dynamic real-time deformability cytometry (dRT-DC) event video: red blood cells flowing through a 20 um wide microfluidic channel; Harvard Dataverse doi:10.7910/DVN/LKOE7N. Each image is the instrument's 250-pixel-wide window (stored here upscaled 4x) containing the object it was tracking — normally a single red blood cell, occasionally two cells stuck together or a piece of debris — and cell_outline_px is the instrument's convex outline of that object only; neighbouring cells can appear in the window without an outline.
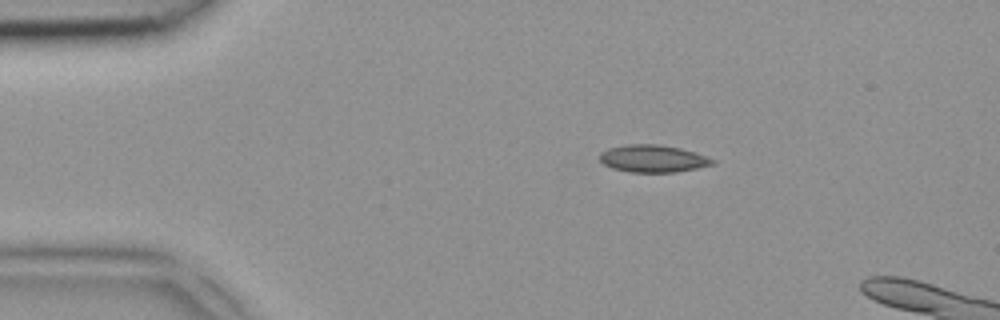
{"species": "common noctule bat (a hibernating species)", "species_latin": "Nyctalus noctula", "temperature_condition": "room temperature", "stored_images_in_passage": 4, "camera_frame_rate_fps": 3000, "um_per_image_px": 0.085, "animal": {"sex": "female", "body_mass_g": 18.4}, "frame": {"image": 1, "passage_image": 2, "time_ms": 0.333, "image_size_px": [1000, 320], "cell_outline_px": [[716, 164], [676, 172], [628, 172], [612, 168], [604, 164], [600, 160], [600, 152], [608, 148], [628, 144], [660, 144], [680, 148], [716, 160]], "centroid_in_image_um": [55.48, 13.48], "position_along_channel_um": 29.5, "area_um2": 17.92}}